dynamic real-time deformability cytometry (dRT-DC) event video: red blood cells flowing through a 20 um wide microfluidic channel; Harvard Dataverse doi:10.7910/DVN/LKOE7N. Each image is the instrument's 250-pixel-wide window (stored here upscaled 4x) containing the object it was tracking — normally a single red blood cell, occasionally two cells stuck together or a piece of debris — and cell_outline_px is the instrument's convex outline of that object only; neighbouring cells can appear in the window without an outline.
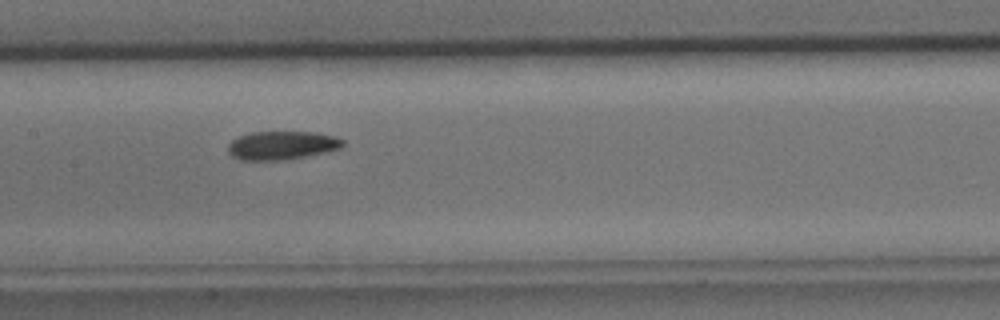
{"species": "common noctule bat (a hibernating species)", "species_latin": "Nyctalus noctula", "temperature_condition": "cold", "stored_images_in_passage": 28, "camera_frame_rate_fps": 3000, "um_per_image_px": 0.085, "animal": {"sex": "male", "body_mass_g": 15.6}, "frame": {"image": 1, "passage_image": 9, "time_ms": 2.667, "image_size_px": [1000, 320], "cell_outline_px": [[344, 144], [340, 148], [324, 152], [284, 160], [240, 160], [232, 156], [228, 152], [228, 144], [232, 140], [240, 136], [252, 132], [316, 132], [336, 136], [344, 140]], "centroid_in_image_um": [23.95, 12.35], "position_along_channel_um": 183.4, "area_um2": 19.02}}
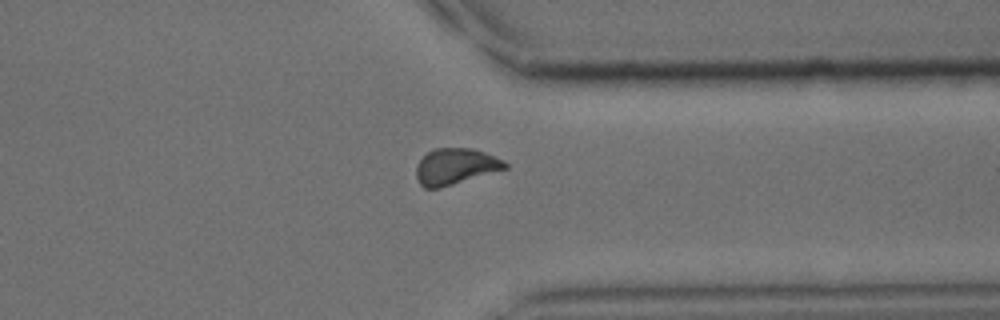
{"frame": {"image": 2, "passage_image": 22, "time_ms": 7.0, "image_size_px": [1000, 320], "cell_outline_px": [[508, 168], [440, 188], [424, 188], [420, 184], [416, 176], [416, 164], [432, 148], [472, 148], [484, 152], [504, 160], [508, 164]], "centroid_in_image_um": [38.71, 14.14], "position_along_channel_um": 372.7, "area_um2": 18.73}}
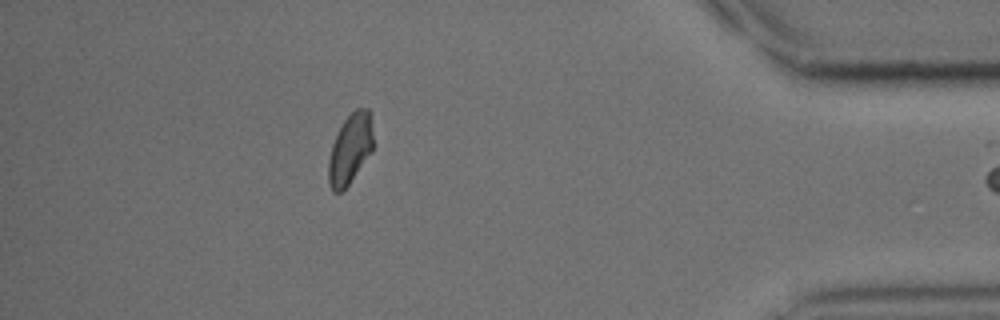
{"frame": {"image": 3, "passage_image": 27, "time_ms": 8.667, "image_size_px": [1000, 320], "cell_outline_px": [[372, 152], [348, 184], [340, 192], [332, 192], [328, 184], [328, 160], [332, 144], [344, 120], [356, 108], [368, 108], [372, 132]], "centroid_in_image_um": [29.74, 12.68], "position_along_channel_um": 405.5, "area_um2": 17.98}}